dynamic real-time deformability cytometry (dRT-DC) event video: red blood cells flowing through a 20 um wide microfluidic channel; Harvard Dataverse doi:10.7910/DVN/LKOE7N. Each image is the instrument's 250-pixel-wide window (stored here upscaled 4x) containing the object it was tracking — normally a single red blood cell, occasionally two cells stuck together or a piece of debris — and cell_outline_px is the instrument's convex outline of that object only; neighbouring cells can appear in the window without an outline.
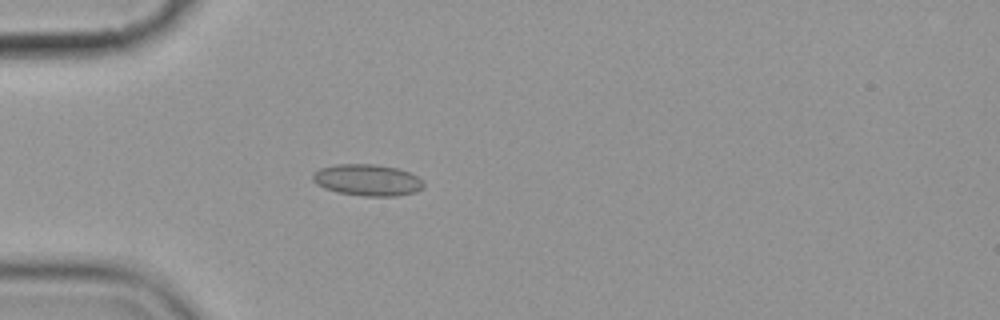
{"species": "common noctule bat (a hibernating species)", "species_latin": "Nyctalus noctula", "temperature_condition": "cold", "stored_images_in_passage": 5, "camera_frame_rate_fps": 3000, "um_per_image_px": 0.085, "animal": {"sex": "female", "body_mass_g": 19.9}, "frame": {"image": 1, "passage_image": 5, "time_ms": 5.333, "image_size_px": [1000, 320], "cell_outline_px": [[424, 184], [416, 192], [396, 196], [364, 196], [336, 192], [324, 188], [316, 184], [312, 180], [312, 176], [320, 168], [336, 164], [372, 164], [396, 168], [408, 172], [416, 176]], "centroid_in_image_um": [31.19, 15.31], "position_along_channel_um": 53.8, "area_um2": 20.17}}